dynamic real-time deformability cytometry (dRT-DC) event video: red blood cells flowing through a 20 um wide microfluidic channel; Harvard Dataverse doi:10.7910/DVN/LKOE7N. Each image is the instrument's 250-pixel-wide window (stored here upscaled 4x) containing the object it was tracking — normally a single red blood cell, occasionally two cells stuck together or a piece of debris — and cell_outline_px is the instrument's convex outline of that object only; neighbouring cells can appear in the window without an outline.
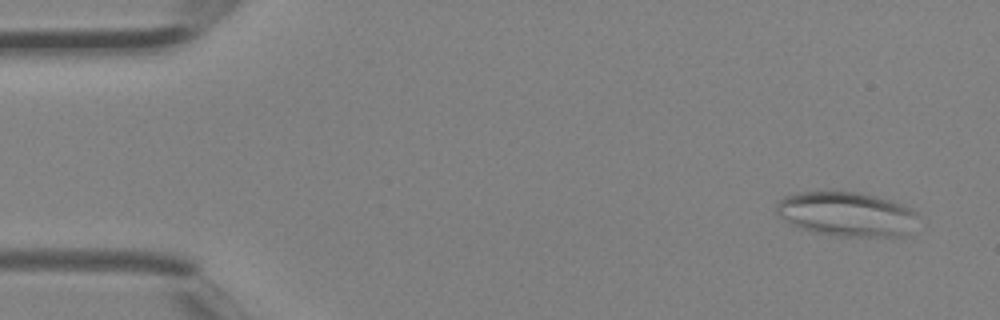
{"species": "Egyptian fruit bat (a non-hibernating species)", "species_latin": "Rousettus aegyptiacus", "temperature_condition": "room temperature", "stored_images_in_passage": 3, "camera_frame_rate_fps": 3000, "um_per_image_px": 0.085, "animal": {"sex": "female"}, "frame": {"image": 1, "passage_image": 1, "time_ms": 0.0, "image_size_px": [1000, 320], "cell_outline_px": [[916, 212], [908, 236], [840, 236], [812, 232], [792, 224], [780, 216], [776, 212], [776, 204], [784, 196], [796, 192], [832, 188], [860, 192], [892, 200], [912, 208]], "centroid_in_image_um": [71.91, 18.14], "position_along_channel_um": 13.1, "area_um2": 37.34}}